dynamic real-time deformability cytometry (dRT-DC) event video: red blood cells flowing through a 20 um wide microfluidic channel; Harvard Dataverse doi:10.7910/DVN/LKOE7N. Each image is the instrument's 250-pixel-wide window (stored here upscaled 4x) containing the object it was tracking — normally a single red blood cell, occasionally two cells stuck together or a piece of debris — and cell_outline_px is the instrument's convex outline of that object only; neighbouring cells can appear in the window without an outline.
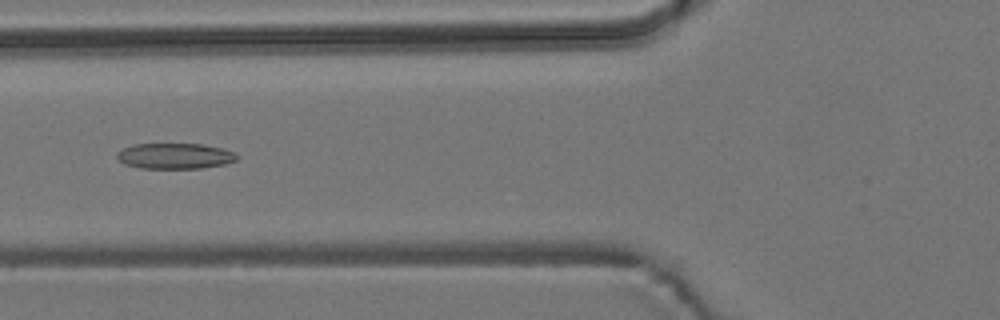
{"species": "common noctule bat (a hibernating species)", "species_latin": "Nyctalus noctula", "temperature_condition": "room temperature", "stored_images_in_passage": 6, "camera_frame_rate_fps": 3000, "um_per_image_px": 0.085, "animal": {"sex": "male", "body_mass_g": 19.2, "forearm_length_mm": 51.8}, "frame": {"image": 1, "passage_image": 4, "time_ms": 3.333, "image_size_px": [1000, 320], "cell_outline_px": [[236, 160], [224, 164], [200, 168], [140, 168], [124, 164], [116, 156], [116, 152], [132, 144], [204, 144], [224, 148], [236, 152]], "centroid_in_image_um": [14.86, 13.25], "position_along_channel_um": 110.9, "area_um2": 17.98}}
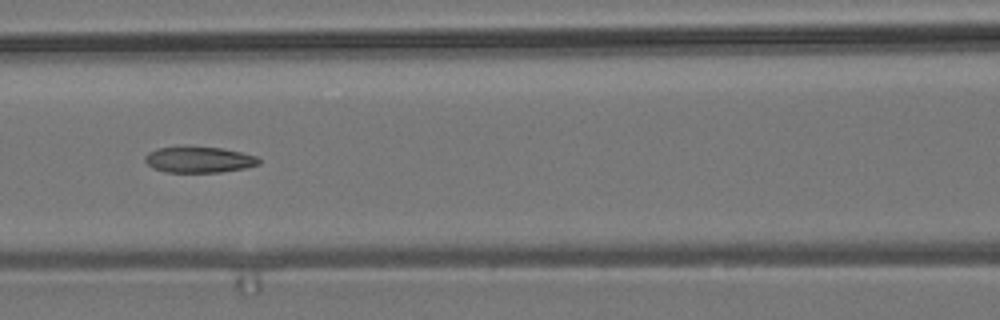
{"frame": {"image": 2, "passage_image": 5, "time_ms": 4.333, "image_size_px": [1000, 320], "cell_outline_px": [[260, 164], [244, 168], [220, 172], [164, 172], [152, 168], [144, 160], [144, 156], [148, 152], [156, 148], [184, 144], [220, 148], [240, 152], [256, 156], [260, 160]], "centroid_in_image_um": [16.84, 13.54], "position_along_channel_um": 149.8, "area_um2": 17.8}}
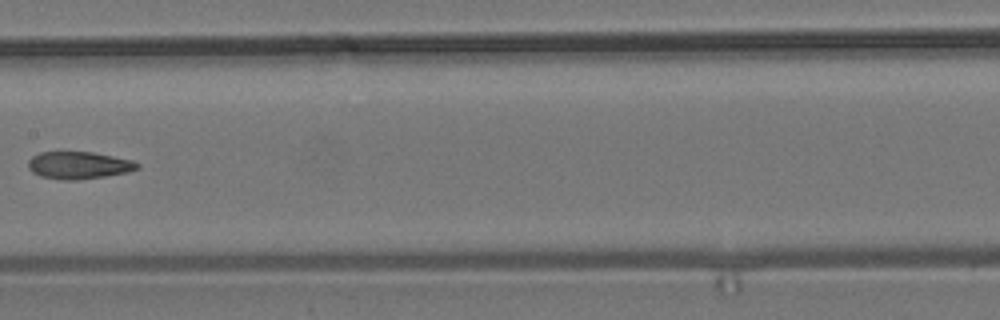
{"frame": {"image": 3, "passage_image": 6, "time_ms": 5.667, "image_size_px": [1000, 320], "cell_outline_px": [[140, 168], [128, 172], [104, 176], [76, 180], [64, 180], [40, 176], [32, 172], [28, 168], [28, 160], [32, 156], [40, 152], [92, 152], [132, 160], [140, 164]], "centroid_in_image_um": [6.68, 14.04], "position_along_channel_um": 200.7, "area_um2": 17.34}}